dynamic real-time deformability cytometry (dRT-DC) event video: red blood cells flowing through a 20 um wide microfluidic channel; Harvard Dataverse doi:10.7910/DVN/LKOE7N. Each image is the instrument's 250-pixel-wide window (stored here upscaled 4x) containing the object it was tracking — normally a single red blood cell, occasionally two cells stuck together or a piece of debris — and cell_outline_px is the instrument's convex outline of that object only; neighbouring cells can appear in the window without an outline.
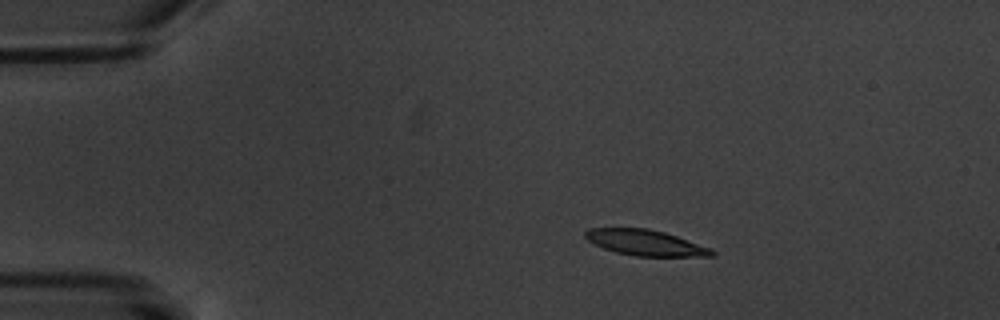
{"species": "common noctule bat (a hibernating species)", "species_latin": "Nyctalus noctula", "temperature_condition": "warm", "stored_images_in_passage": 4, "camera_frame_rate_fps": 3000, "um_per_image_px": 0.085, "animal": {"sex": "male", "body_mass_g": 20.1, "forearm_length_mm": 53.5}, "frame": {"image": 1, "passage_image": 2, "time_ms": 1.333, "image_size_px": [1000, 320], "cell_outline_px": [[716, 256], [636, 256], [616, 252], [604, 248], [588, 240], [584, 236], [584, 232], [588, 228], [648, 228], [664, 232], [676, 236], [708, 248], [716, 252]], "centroid_in_image_um": [54.83, 20.62], "position_along_channel_um": 30.2, "area_um2": 18.67}}